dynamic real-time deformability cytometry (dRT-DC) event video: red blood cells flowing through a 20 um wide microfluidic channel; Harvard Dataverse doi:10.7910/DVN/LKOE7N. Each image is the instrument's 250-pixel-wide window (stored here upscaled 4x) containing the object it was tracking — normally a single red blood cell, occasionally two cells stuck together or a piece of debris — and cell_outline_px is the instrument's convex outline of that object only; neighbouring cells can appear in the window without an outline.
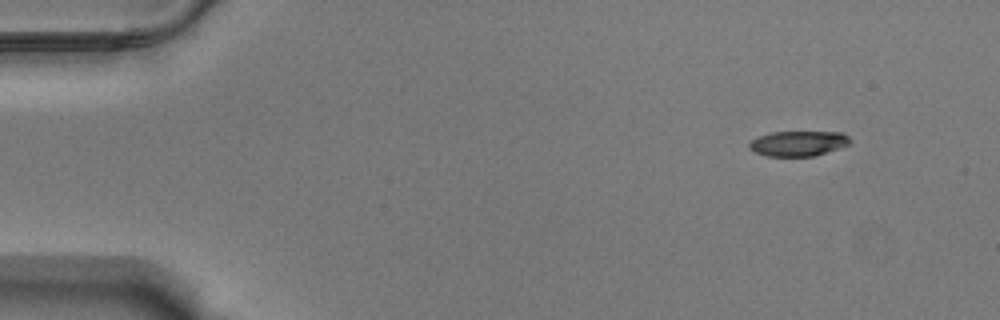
{"species": "Egyptian fruit bat (a non-hibernating species)", "species_latin": "Rousettus aegyptiacus", "temperature_condition": "warm", "stored_images_in_passage": 5, "camera_frame_rate_fps": 3000, "um_per_image_px": 0.085, "animal": {"sex": "male"}, "frame": {"image": 1, "passage_image": 1, "time_ms": 0.0, "image_size_px": [1000, 320], "cell_outline_px": [[852, 140], [848, 144], [840, 148], [812, 156], [764, 156], [748, 148], [748, 144], [752, 140], [760, 136], [772, 132], [844, 132]], "centroid_in_image_um": [67.86, 12.19], "position_along_channel_um": 17.1, "area_um2": 14.74}}
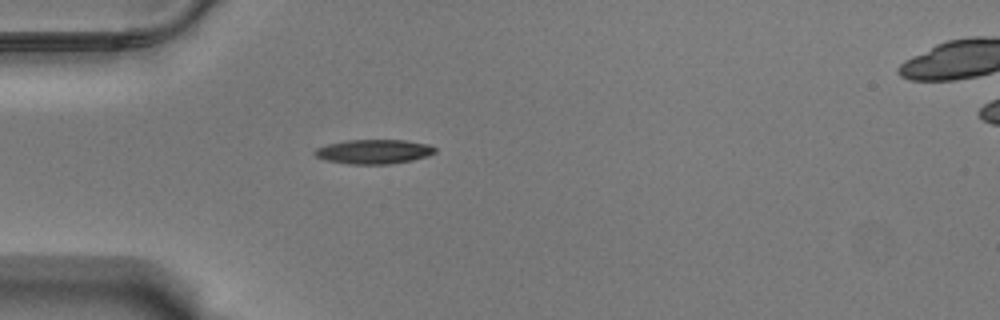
{"frame": {"image": 2, "passage_image": 4, "time_ms": 1.0, "image_size_px": [1000, 320], "cell_outline_px": [[436, 152], [428, 156], [412, 160], [388, 164], [348, 164], [324, 160], [316, 156], [312, 152], [316, 148], [328, 144], [344, 140], [404, 140], [428, 144], [436, 148]], "centroid_in_image_um": [31.75, 12.89], "position_along_channel_um": 53.2, "area_um2": 17.17}}